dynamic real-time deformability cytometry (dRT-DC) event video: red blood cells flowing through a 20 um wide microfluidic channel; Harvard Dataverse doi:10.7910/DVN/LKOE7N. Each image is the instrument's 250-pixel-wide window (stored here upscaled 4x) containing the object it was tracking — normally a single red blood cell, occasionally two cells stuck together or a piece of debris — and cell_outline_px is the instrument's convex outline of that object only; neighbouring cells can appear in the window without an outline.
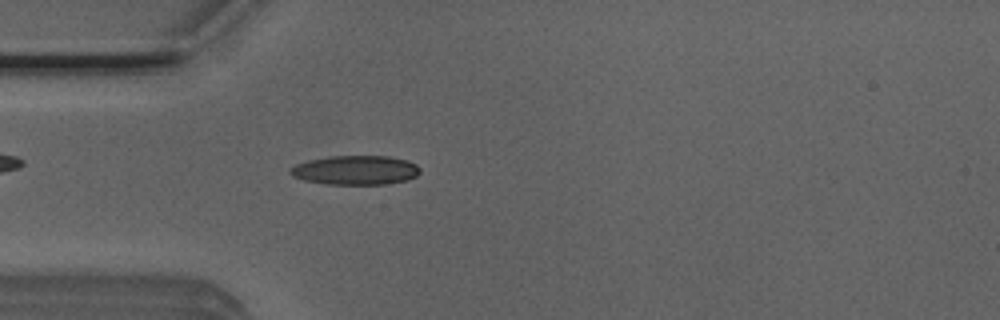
{"species": "Egyptian fruit bat (a non-hibernating species)", "species_latin": "Rousettus aegyptiacus", "temperature_condition": "room temperature", "stored_images_in_passage": 4, "camera_frame_rate_fps": 3000, "um_per_image_px": 0.085, "animal": {"sex": "male"}, "frame": {"image": 1, "passage_image": 4, "time_ms": 1.0, "image_size_px": [1000, 320], "cell_outline_px": [[420, 172], [416, 176], [408, 180], [384, 184], [328, 184], [304, 180], [292, 176], [288, 172], [288, 168], [296, 164], [308, 160], [332, 156], [388, 156], [408, 160], [416, 164], [420, 168]], "centroid_in_image_um": [30.21, 14.46], "position_along_channel_um": 54.8, "area_um2": 22.2}}